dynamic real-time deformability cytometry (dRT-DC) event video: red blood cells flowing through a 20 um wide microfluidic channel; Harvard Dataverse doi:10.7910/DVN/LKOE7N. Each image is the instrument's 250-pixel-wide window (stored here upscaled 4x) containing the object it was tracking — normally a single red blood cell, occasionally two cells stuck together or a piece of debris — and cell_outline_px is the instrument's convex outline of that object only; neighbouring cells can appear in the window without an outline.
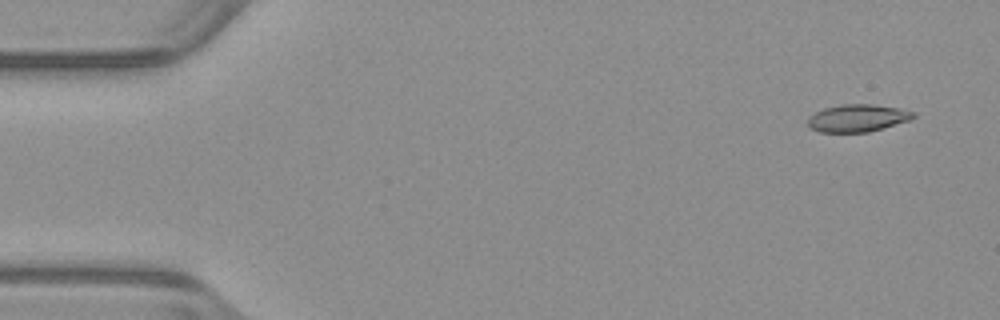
{"species": "common noctule bat (a hibernating species)", "species_latin": "Nyctalus noctula", "temperature_condition": "warm", "stored_images_in_passage": 50, "camera_frame_rate_fps": 3000, "um_per_image_px": 0.085, "animal": {"sex": "male", "body_mass_g": 23.1, "forearm_length_mm": 52.7}, "frame": {"image": 1, "passage_image": 1, "time_ms": 0.0, "image_size_px": [1000, 320], "cell_outline_px": [[916, 116], [908, 120], [868, 132], [820, 132], [808, 128], [808, 116], [824, 108], [840, 104], [872, 104], [900, 108], [916, 112]], "centroid_in_image_um": [72.86, 10.03], "position_along_channel_um": 12.1, "area_um2": 16.88}}
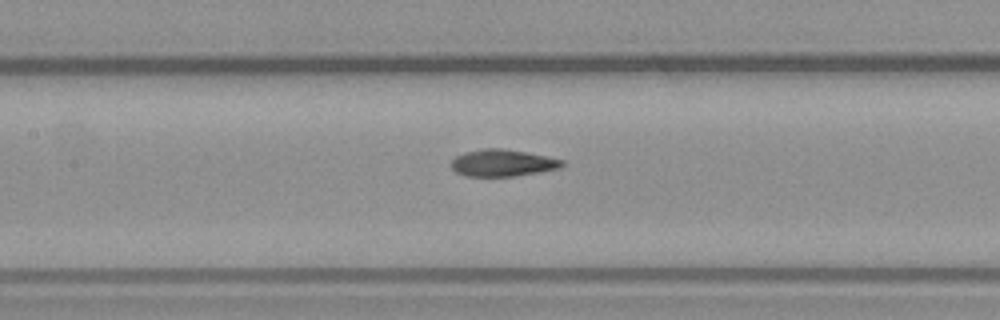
{"frame": {"image": 2, "passage_image": 22, "time_ms": 7.0, "image_size_px": [1000, 320], "cell_outline_px": [[564, 164], [560, 168], [512, 176], [464, 176], [456, 172], [452, 168], [452, 160], [456, 156], [464, 152], [484, 148], [504, 148], [564, 160]], "centroid_in_image_um": [42.68, 13.84], "position_along_channel_um": 164.7, "area_um2": 17.17}}
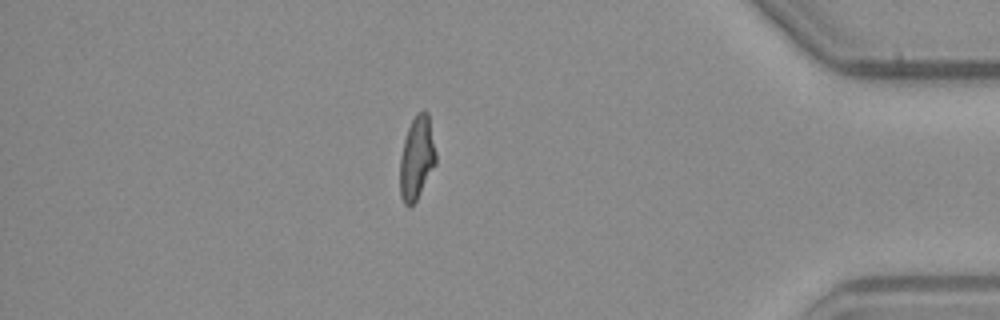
{"frame": {"image": 3, "passage_image": 43, "time_ms": 14.0, "image_size_px": [1000, 320], "cell_outline_px": [[436, 164], [416, 200], [408, 208], [404, 204], [400, 196], [400, 156], [404, 140], [408, 128], [416, 112], [428, 112], [436, 152]], "centroid_in_image_um": [35.42, 13.44], "position_along_channel_um": 399.8, "area_um2": 17.4}, "authors_computed_cell_mechanics": {"area_um2": 17.6868, "velocity_mm_per_s": 3.9574, "shape_relaxation_time_tau1_ms": null, "shape_relaxation_time_tau2_ms": 2.5017, "deformation_change_tau1": null, "deformation_change_tau2": 0.0994}}